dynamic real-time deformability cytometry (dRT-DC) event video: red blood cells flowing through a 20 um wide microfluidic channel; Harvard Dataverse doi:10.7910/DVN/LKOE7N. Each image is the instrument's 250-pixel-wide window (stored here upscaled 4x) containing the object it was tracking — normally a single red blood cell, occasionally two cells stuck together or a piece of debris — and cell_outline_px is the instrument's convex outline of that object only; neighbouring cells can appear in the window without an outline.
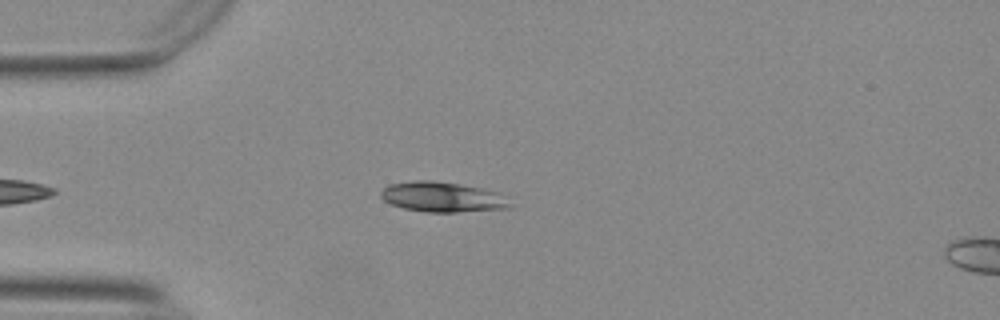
{"species": "Egyptian fruit bat (a non-hibernating species)", "species_latin": "Rousettus aegyptiacus", "temperature_condition": "warm", "stored_images_in_passage": 39, "camera_frame_rate_fps": 3000, "um_per_image_px": 0.085, "animal": {"sex": "female"}, "frame": {"image": 1, "passage_image": 2, "time_ms": 0.333, "image_size_px": [1000, 320], "cell_outline_px": [[512, 208], [456, 212], [428, 212], [404, 208], [388, 204], [380, 196], [380, 192], [388, 184], [412, 180], [432, 180], [460, 184], [480, 188], [496, 192], [512, 204]], "centroid_in_image_um": [37.55, 16.74], "position_along_channel_um": 47.5, "area_um2": 22.66}}
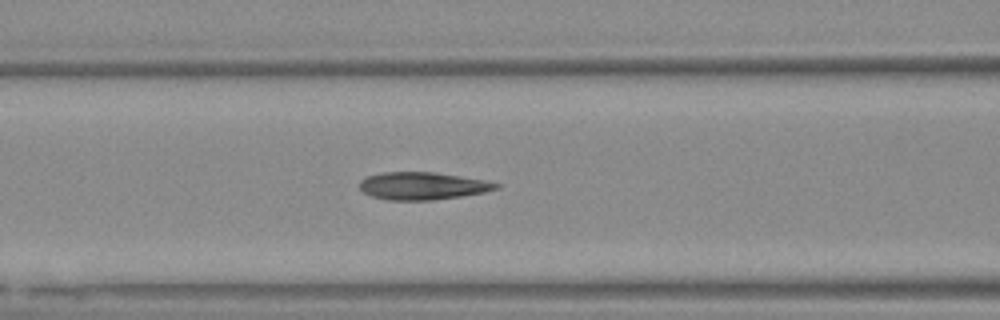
{"frame": {"image": 2, "passage_image": 10, "time_ms": 3.0, "image_size_px": [1000, 320], "cell_outline_px": [[500, 188], [484, 192], [460, 196], [432, 200], [384, 200], [372, 196], [364, 192], [360, 188], [360, 180], [368, 176], [384, 172], [436, 172], [484, 180], [500, 184]], "centroid_in_image_um": [35.91, 15.8], "position_along_channel_um": 130.7, "area_um2": 21.79}}
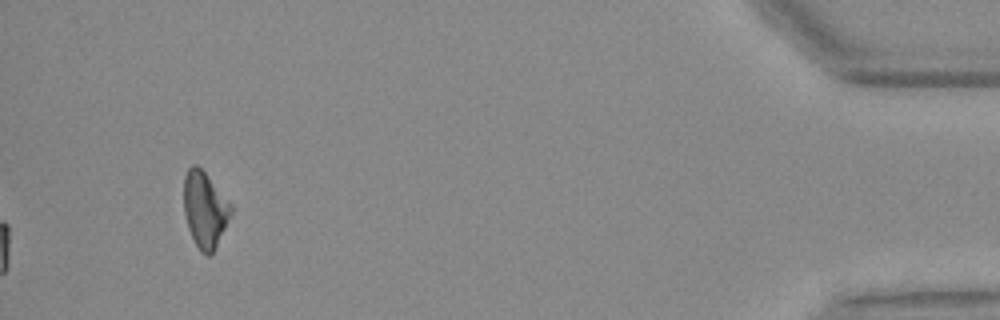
{"frame": {"image": 3, "passage_image": 39, "time_ms": 12.667, "image_size_px": [1000, 320], "cell_outline_px": [[232, 212], [216, 248], [208, 256], [200, 252], [188, 228], [184, 216], [184, 176], [188, 168], [192, 164], [196, 164], [204, 172], [232, 204]], "centroid_in_image_um": [17.41, 17.82], "position_along_channel_um": 417.8, "area_um2": 20.81}, "authors_computed_cell_mechanics": {"area_um2": 21.5016, "velocity_mm_per_s": 3.7127, "shape_relaxation_time_tau1_ms": 5.4699, "shape_relaxation_time_tau2_ms": 2.4299, "deformation_change_tau1": 0.1674, "deformation_change_tau2": 0.0988}}